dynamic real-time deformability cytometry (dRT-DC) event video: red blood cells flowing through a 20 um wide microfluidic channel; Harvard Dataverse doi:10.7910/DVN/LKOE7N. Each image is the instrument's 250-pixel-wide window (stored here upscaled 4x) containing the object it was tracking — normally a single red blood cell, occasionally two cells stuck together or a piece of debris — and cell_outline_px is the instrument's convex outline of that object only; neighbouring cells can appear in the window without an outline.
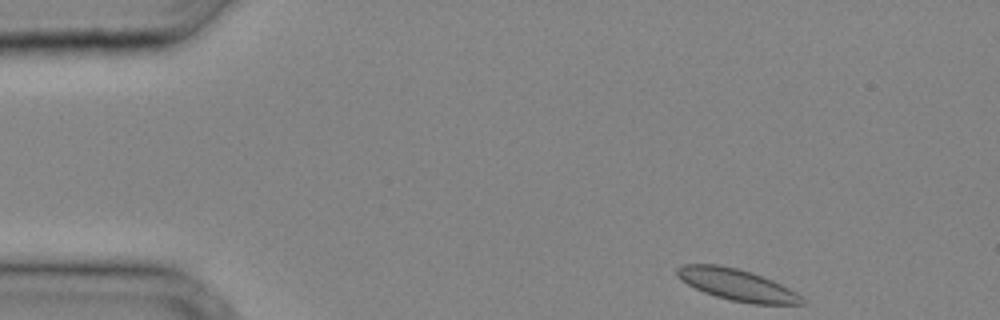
{"species": "common noctule bat (a hibernating species)", "species_latin": "Nyctalus noctula", "temperature_condition": "cold", "stored_images_in_passage": 30, "camera_frame_rate_fps": 3000, "um_per_image_px": 0.085, "animal": {"sex": "male", "body_mass_g": 20.4}, "frame": {"image": 1, "passage_image": 1, "time_ms": 0.0, "image_size_px": [1000, 320], "cell_outline_px": [[808, 304], [752, 304], [732, 300], [716, 296], [704, 292], [680, 280], [676, 276], [676, 268], [684, 264], [720, 264], [752, 272], [772, 280], [796, 292]], "centroid_in_image_um": [62.62, 24.2], "position_along_channel_um": 22.4, "area_um2": 22.89}}
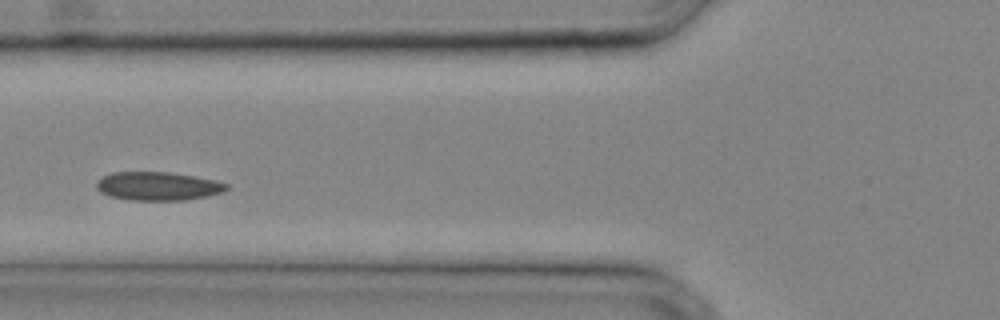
{"frame": {"image": 2, "passage_image": 10, "time_ms": 3.0, "image_size_px": [1000, 320], "cell_outline_px": [[228, 188], [224, 192], [208, 196], [184, 200], [128, 200], [112, 196], [100, 192], [96, 188], [96, 180], [112, 172], [168, 172], [216, 180], [228, 184]], "centroid_in_image_um": [13.42, 15.82], "position_along_channel_um": 112.4, "area_um2": 21.62}}
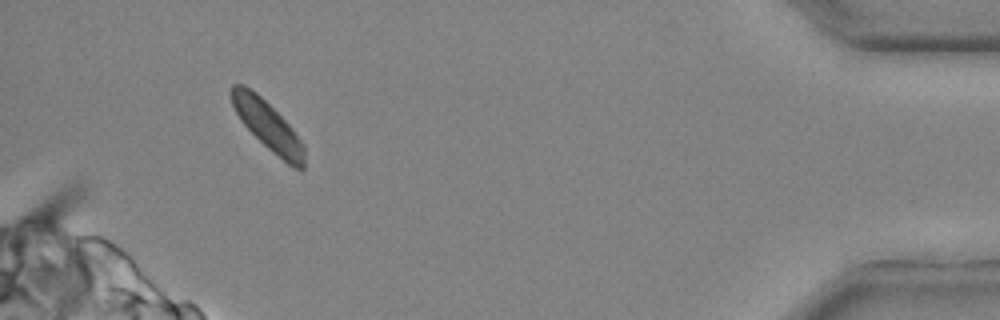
{"frame": {"image": 3, "passage_image": 29, "time_ms": 9.333, "image_size_px": [1000, 320], "cell_outline_px": [[304, 168], [300, 172], [292, 168], [268, 148], [240, 120], [232, 104], [228, 92], [232, 84], [244, 84], [256, 92], [292, 128], [304, 144]], "centroid_in_image_um": [22.76, 10.68], "position_along_channel_um": 412.4, "area_um2": 20.69}}